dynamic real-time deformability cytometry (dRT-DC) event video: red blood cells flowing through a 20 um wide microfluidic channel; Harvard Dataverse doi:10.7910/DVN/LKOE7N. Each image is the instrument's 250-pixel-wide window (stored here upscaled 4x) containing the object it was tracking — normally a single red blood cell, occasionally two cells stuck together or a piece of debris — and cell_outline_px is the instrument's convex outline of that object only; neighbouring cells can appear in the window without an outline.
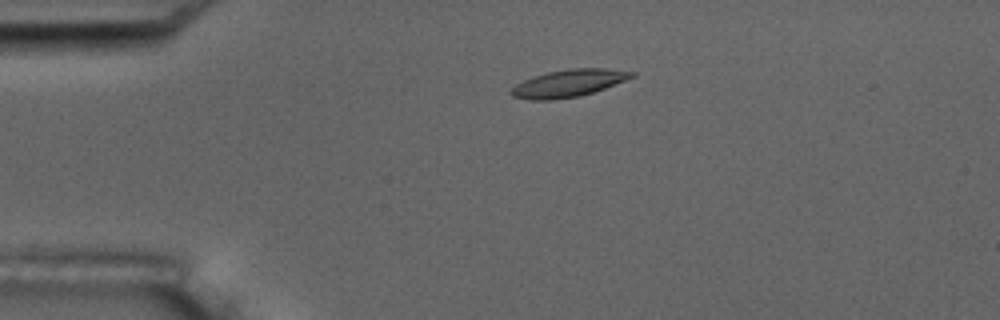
{"species": "common noctule bat (a hibernating species)", "species_latin": "Nyctalus noctula", "temperature_condition": "room temperature", "stored_images_in_passage": 2, "camera_frame_rate_fps": 3000, "um_per_image_px": 0.085, "animal": {"sex": "male", "body_mass_g": 17.5, "forearm_length_mm": 52.3}, "frame": {"image": 1, "passage_image": 1, "time_ms": 0.0, "image_size_px": [1000, 320], "cell_outline_px": [[636, 76], [604, 88], [580, 96], [552, 100], [528, 100], [512, 96], [508, 92], [516, 84], [532, 76], [548, 72], [568, 68], [604, 68], [636, 72]], "centroid_in_image_um": [48.3, 7.07], "position_along_channel_um": 36.7, "area_um2": 19.25}}